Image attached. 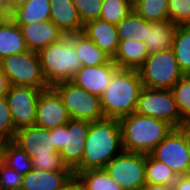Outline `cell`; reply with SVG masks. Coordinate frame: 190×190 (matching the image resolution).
Listing matches in <instances>:
<instances>
[{
  "label": "cell",
  "mask_w": 190,
  "mask_h": 190,
  "mask_svg": "<svg viewBox=\"0 0 190 190\" xmlns=\"http://www.w3.org/2000/svg\"><path fill=\"white\" fill-rule=\"evenodd\" d=\"M122 151L118 119L103 118L90 122L81 159V171L104 168Z\"/></svg>",
  "instance_id": "cell-1"
},
{
  "label": "cell",
  "mask_w": 190,
  "mask_h": 190,
  "mask_svg": "<svg viewBox=\"0 0 190 190\" xmlns=\"http://www.w3.org/2000/svg\"><path fill=\"white\" fill-rule=\"evenodd\" d=\"M143 87L138 70L118 68L100 96L104 117L119 120L135 112Z\"/></svg>",
  "instance_id": "cell-2"
},
{
  "label": "cell",
  "mask_w": 190,
  "mask_h": 190,
  "mask_svg": "<svg viewBox=\"0 0 190 190\" xmlns=\"http://www.w3.org/2000/svg\"><path fill=\"white\" fill-rule=\"evenodd\" d=\"M123 150L149 154L174 128L168 122L133 112L119 119Z\"/></svg>",
  "instance_id": "cell-3"
},
{
  "label": "cell",
  "mask_w": 190,
  "mask_h": 190,
  "mask_svg": "<svg viewBox=\"0 0 190 190\" xmlns=\"http://www.w3.org/2000/svg\"><path fill=\"white\" fill-rule=\"evenodd\" d=\"M43 76L49 86L71 81L82 67L72 44V34L65 35L38 52Z\"/></svg>",
  "instance_id": "cell-4"
},
{
  "label": "cell",
  "mask_w": 190,
  "mask_h": 190,
  "mask_svg": "<svg viewBox=\"0 0 190 190\" xmlns=\"http://www.w3.org/2000/svg\"><path fill=\"white\" fill-rule=\"evenodd\" d=\"M144 87L170 90L184 75L172 48L149 54L138 69Z\"/></svg>",
  "instance_id": "cell-5"
},
{
  "label": "cell",
  "mask_w": 190,
  "mask_h": 190,
  "mask_svg": "<svg viewBox=\"0 0 190 190\" xmlns=\"http://www.w3.org/2000/svg\"><path fill=\"white\" fill-rule=\"evenodd\" d=\"M90 122L70 119L69 122L53 129L56 150L73 173L81 171V159Z\"/></svg>",
  "instance_id": "cell-6"
},
{
  "label": "cell",
  "mask_w": 190,
  "mask_h": 190,
  "mask_svg": "<svg viewBox=\"0 0 190 190\" xmlns=\"http://www.w3.org/2000/svg\"><path fill=\"white\" fill-rule=\"evenodd\" d=\"M0 65L10 85L50 87L43 76L38 52L28 50L10 55L1 60Z\"/></svg>",
  "instance_id": "cell-7"
},
{
  "label": "cell",
  "mask_w": 190,
  "mask_h": 190,
  "mask_svg": "<svg viewBox=\"0 0 190 190\" xmlns=\"http://www.w3.org/2000/svg\"><path fill=\"white\" fill-rule=\"evenodd\" d=\"M104 170L123 190H140L146 184V154L123 150Z\"/></svg>",
  "instance_id": "cell-8"
},
{
  "label": "cell",
  "mask_w": 190,
  "mask_h": 190,
  "mask_svg": "<svg viewBox=\"0 0 190 190\" xmlns=\"http://www.w3.org/2000/svg\"><path fill=\"white\" fill-rule=\"evenodd\" d=\"M52 87L61 96L70 119L93 122L105 118L99 96L88 93L71 81H63Z\"/></svg>",
  "instance_id": "cell-9"
},
{
  "label": "cell",
  "mask_w": 190,
  "mask_h": 190,
  "mask_svg": "<svg viewBox=\"0 0 190 190\" xmlns=\"http://www.w3.org/2000/svg\"><path fill=\"white\" fill-rule=\"evenodd\" d=\"M136 113L162 119L174 128L187 124L182 120L171 90L143 87L138 98Z\"/></svg>",
  "instance_id": "cell-10"
},
{
  "label": "cell",
  "mask_w": 190,
  "mask_h": 190,
  "mask_svg": "<svg viewBox=\"0 0 190 190\" xmlns=\"http://www.w3.org/2000/svg\"><path fill=\"white\" fill-rule=\"evenodd\" d=\"M178 176L190 175V158L185 142V126L172 131L149 153Z\"/></svg>",
  "instance_id": "cell-11"
},
{
  "label": "cell",
  "mask_w": 190,
  "mask_h": 190,
  "mask_svg": "<svg viewBox=\"0 0 190 190\" xmlns=\"http://www.w3.org/2000/svg\"><path fill=\"white\" fill-rule=\"evenodd\" d=\"M43 89L46 88L10 85L5 97L16 131L35 126L37 101Z\"/></svg>",
  "instance_id": "cell-12"
},
{
  "label": "cell",
  "mask_w": 190,
  "mask_h": 190,
  "mask_svg": "<svg viewBox=\"0 0 190 190\" xmlns=\"http://www.w3.org/2000/svg\"><path fill=\"white\" fill-rule=\"evenodd\" d=\"M69 120L59 93L52 86L43 89L37 101L35 126L51 130L66 125Z\"/></svg>",
  "instance_id": "cell-13"
},
{
  "label": "cell",
  "mask_w": 190,
  "mask_h": 190,
  "mask_svg": "<svg viewBox=\"0 0 190 190\" xmlns=\"http://www.w3.org/2000/svg\"><path fill=\"white\" fill-rule=\"evenodd\" d=\"M31 158L44 156H61L53 140V129L36 126L21 128L16 131L14 140Z\"/></svg>",
  "instance_id": "cell-14"
},
{
  "label": "cell",
  "mask_w": 190,
  "mask_h": 190,
  "mask_svg": "<svg viewBox=\"0 0 190 190\" xmlns=\"http://www.w3.org/2000/svg\"><path fill=\"white\" fill-rule=\"evenodd\" d=\"M118 66L111 59L99 66H82L73 76L71 82L88 93L101 96L110 84Z\"/></svg>",
  "instance_id": "cell-15"
},
{
  "label": "cell",
  "mask_w": 190,
  "mask_h": 190,
  "mask_svg": "<svg viewBox=\"0 0 190 190\" xmlns=\"http://www.w3.org/2000/svg\"><path fill=\"white\" fill-rule=\"evenodd\" d=\"M20 29L28 50L35 52H39L65 36L51 20L21 25Z\"/></svg>",
  "instance_id": "cell-16"
},
{
  "label": "cell",
  "mask_w": 190,
  "mask_h": 190,
  "mask_svg": "<svg viewBox=\"0 0 190 190\" xmlns=\"http://www.w3.org/2000/svg\"><path fill=\"white\" fill-rule=\"evenodd\" d=\"M82 33L111 58L115 56L120 42L116 25L101 19H95L84 24Z\"/></svg>",
  "instance_id": "cell-17"
},
{
  "label": "cell",
  "mask_w": 190,
  "mask_h": 190,
  "mask_svg": "<svg viewBox=\"0 0 190 190\" xmlns=\"http://www.w3.org/2000/svg\"><path fill=\"white\" fill-rule=\"evenodd\" d=\"M50 5V20L65 35L82 32L84 24L72 0H50Z\"/></svg>",
  "instance_id": "cell-18"
},
{
  "label": "cell",
  "mask_w": 190,
  "mask_h": 190,
  "mask_svg": "<svg viewBox=\"0 0 190 190\" xmlns=\"http://www.w3.org/2000/svg\"><path fill=\"white\" fill-rule=\"evenodd\" d=\"M73 177V171H43L32 169L23 175L21 190H59Z\"/></svg>",
  "instance_id": "cell-19"
},
{
  "label": "cell",
  "mask_w": 190,
  "mask_h": 190,
  "mask_svg": "<svg viewBox=\"0 0 190 190\" xmlns=\"http://www.w3.org/2000/svg\"><path fill=\"white\" fill-rule=\"evenodd\" d=\"M28 51L20 27L7 15L0 13V61Z\"/></svg>",
  "instance_id": "cell-20"
},
{
  "label": "cell",
  "mask_w": 190,
  "mask_h": 190,
  "mask_svg": "<svg viewBox=\"0 0 190 190\" xmlns=\"http://www.w3.org/2000/svg\"><path fill=\"white\" fill-rule=\"evenodd\" d=\"M177 25L168 21H147L145 45L149 54L170 49L173 45Z\"/></svg>",
  "instance_id": "cell-21"
},
{
  "label": "cell",
  "mask_w": 190,
  "mask_h": 190,
  "mask_svg": "<svg viewBox=\"0 0 190 190\" xmlns=\"http://www.w3.org/2000/svg\"><path fill=\"white\" fill-rule=\"evenodd\" d=\"M148 55L144 42L131 39L119 42L117 52L112 60L118 68L138 70Z\"/></svg>",
  "instance_id": "cell-22"
},
{
  "label": "cell",
  "mask_w": 190,
  "mask_h": 190,
  "mask_svg": "<svg viewBox=\"0 0 190 190\" xmlns=\"http://www.w3.org/2000/svg\"><path fill=\"white\" fill-rule=\"evenodd\" d=\"M50 8V0H30L14 9L8 16L20 27L50 20Z\"/></svg>",
  "instance_id": "cell-23"
},
{
  "label": "cell",
  "mask_w": 190,
  "mask_h": 190,
  "mask_svg": "<svg viewBox=\"0 0 190 190\" xmlns=\"http://www.w3.org/2000/svg\"><path fill=\"white\" fill-rule=\"evenodd\" d=\"M72 44L82 66H99L112 59L82 32L72 34Z\"/></svg>",
  "instance_id": "cell-24"
},
{
  "label": "cell",
  "mask_w": 190,
  "mask_h": 190,
  "mask_svg": "<svg viewBox=\"0 0 190 190\" xmlns=\"http://www.w3.org/2000/svg\"><path fill=\"white\" fill-rule=\"evenodd\" d=\"M74 176L81 184L82 190H123L104 168L77 171Z\"/></svg>",
  "instance_id": "cell-25"
},
{
  "label": "cell",
  "mask_w": 190,
  "mask_h": 190,
  "mask_svg": "<svg viewBox=\"0 0 190 190\" xmlns=\"http://www.w3.org/2000/svg\"><path fill=\"white\" fill-rule=\"evenodd\" d=\"M117 33L119 41L139 40L145 41L147 35V20L132 10L117 25Z\"/></svg>",
  "instance_id": "cell-26"
},
{
  "label": "cell",
  "mask_w": 190,
  "mask_h": 190,
  "mask_svg": "<svg viewBox=\"0 0 190 190\" xmlns=\"http://www.w3.org/2000/svg\"><path fill=\"white\" fill-rule=\"evenodd\" d=\"M171 48L181 72L190 75V25L177 26Z\"/></svg>",
  "instance_id": "cell-27"
},
{
  "label": "cell",
  "mask_w": 190,
  "mask_h": 190,
  "mask_svg": "<svg viewBox=\"0 0 190 190\" xmlns=\"http://www.w3.org/2000/svg\"><path fill=\"white\" fill-rule=\"evenodd\" d=\"M3 163L22 175L33 169L32 158L13 140L6 141L4 145Z\"/></svg>",
  "instance_id": "cell-28"
},
{
  "label": "cell",
  "mask_w": 190,
  "mask_h": 190,
  "mask_svg": "<svg viewBox=\"0 0 190 190\" xmlns=\"http://www.w3.org/2000/svg\"><path fill=\"white\" fill-rule=\"evenodd\" d=\"M178 175L166 164L146 154V183L172 186Z\"/></svg>",
  "instance_id": "cell-29"
},
{
  "label": "cell",
  "mask_w": 190,
  "mask_h": 190,
  "mask_svg": "<svg viewBox=\"0 0 190 190\" xmlns=\"http://www.w3.org/2000/svg\"><path fill=\"white\" fill-rule=\"evenodd\" d=\"M168 0H136L133 10L150 22L168 21Z\"/></svg>",
  "instance_id": "cell-30"
},
{
  "label": "cell",
  "mask_w": 190,
  "mask_h": 190,
  "mask_svg": "<svg viewBox=\"0 0 190 190\" xmlns=\"http://www.w3.org/2000/svg\"><path fill=\"white\" fill-rule=\"evenodd\" d=\"M132 10L131 0H103L99 19L117 25Z\"/></svg>",
  "instance_id": "cell-31"
},
{
  "label": "cell",
  "mask_w": 190,
  "mask_h": 190,
  "mask_svg": "<svg viewBox=\"0 0 190 190\" xmlns=\"http://www.w3.org/2000/svg\"><path fill=\"white\" fill-rule=\"evenodd\" d=\"M182 120L190 123V75H183L170 89Z\"/></svg>",
  "instance_id": "cell-32"
},
{
  "label": "cell",
  "mask_w": 190,
  "mask_h": 190,
  "mask_svg": "<svg viewBox=\"0 0 190 190\" xmlns=\"http://www.w3.org/2000/svg\"><path fill=\"white\" fill-rule=\"evenodd\" d=\"M169 21L174 25H190V0H168Z\"/></svg>",
  "instance_id": "cell-33"
},
{
  "label": "cell",
  "mask_w": 190,
  "mask_h": 190,
  "mask_svg": "<svg viewBox=\"0 0 190 190\" xmlns=\"http://www.w3.org/2000/svg\"><path fill=\"white\" fill-rule=\"evenodd\" d=\"M16 130L14 129L11 111L5 95L0 96V137L6 141L14 140Z\"/></svg>",
  "instance_id": "cell-34"
},
{
  "label": "cell",
  "mask_w": 190,
  "mask_h": 190,
  "mask_svg": "<svg viewBox=\"0 0 190 190\" xmlns=\"http://www.w3.org/2000/svg\"><path fill=\"white\" fill-rule=\"evenodd\" d=\"M83 24L99 19L103 0H72Z\"/></svg>",
  "instance_id": "cell-35"
},
{
  "label": "cell",
  "mask_w": 190,
  "mask_h": 190,
  "mask_svg": "<svg viewBox=\"0 0 190 190\" xmlns=\"http://www.w3.org/2000/svg\"><path fill=\"white\" fill-rule=\"evenodd\" d=\"M23 175L0 163V190H21Z\"/></svg>",
  "instance_id": "cell-36"
},
{
  "label": "cell",
  "mask_w": 190,
  "mask_h": 190,
  "mask_svg": "<svg viewBox=\"0 0 190 190\" xmlns=\"http://www.w3.org/2000/svg\"><path fill=\"white\" fill-rule=\"evenodd\" d=\"M32 167L43 171H72L64 163L61 156L33 157Z\"/></svg>",
  "instance_id": "cell-37"
},
{
  "label": "cell",
  "mask_w": 190,
  "mask_h": 190,
  "mask_svg": "<svg viewBox=\"0 0 190 190\" xmlns=\"http://www.w3.org/2000/svg\"><path fill=\"white\" fill-rule=\"evenodd\" d=\"M30 0H3L0 13L3 15H9L14 9L26 4Z\"/></svg>",
  "instance_id": "cell-38"
},
{
  "label": "cell",
  "mask_w": 190,
  "mask_h": 190,
  "mask_svg": "<svg viewBox=\"0 0 190 190\" xmlns=\"http://www.w3.org/2000/svg\"><path fill=\"white\" fill-rule=\"evenodd\" d=\"M172 190H190V175L178 176Z\"/></svg>",
  "instance_id": "cell-39"
},
{
  "label": "cell",
  "mask_w": 190,
  "mask_h": 190,
  "mask_svg": "<svg viewBox=\"0 0 190 190\" xmlns=\"http://www.w3.org/2000/svg\"><path fill=\"white\" fill-rule=\"evenodd\" d=\"M9 87L10 84L8 78L6 77L0 65V96L5 95L8 92Z\"/></svg>",
  "instance_id": "cell-40"
},
{
  "label": "cell",
  "mask_w": 190,
  "mask_h": 190,
  "mask_svg": "<svg viewBox=\"0 0 190 190\" xmlns=\"http://www.w3.org/2000/svg\"><path fill=\"white\" fill-rule=\"evenodd\" d=\"M59 190H82L81 184L74 176L69 182H67L61 189Z\"/></svg>",
  "instance_id": "cell-41"
},
{
  "label": "cell",
  "mask_w": 190,
  "mask_h": 190,
  "mask_svg": "<svg viewBox=\"0 0 190 190\" xmlns=\"http://www.w3.org/2000/svg\"><path fill=\"white\" fill-rule=\"evenodd\" d=\"M140 190H172V186L146 183Z\"/></svg>",
  "instance_id": "cell-42"
},
{
  "label": "cell",
  "mask_w": 190,
  "mask_h": 190,
  "mask_svg": "<svg viewBox=\"0 0 190 190\" xmlns=\"http://www.w3.org/2000/svg\"><path fill=\"white\" fill-rule=\"evenodd\" d=\"M185 142L190 158V128L187 125L185 126Z\"/></svg>",
  "instance_id": "cell-43"
},
{
  "label": "cell",
  "mask_w": 190,
  "mask_h": 190,
  "mask_svg": "<svg viewBox=\"0 0 190 190\" xmlns=\"http://www.w3.org/2000/svg\"><path fill=\"white\" fill-rule=\"evenodd\" d=\"M5 143H6V140L0 137V163L3 162V149H4Z\"/></svg>",
  "instance_id": "cell-44"
}]
</instances>
